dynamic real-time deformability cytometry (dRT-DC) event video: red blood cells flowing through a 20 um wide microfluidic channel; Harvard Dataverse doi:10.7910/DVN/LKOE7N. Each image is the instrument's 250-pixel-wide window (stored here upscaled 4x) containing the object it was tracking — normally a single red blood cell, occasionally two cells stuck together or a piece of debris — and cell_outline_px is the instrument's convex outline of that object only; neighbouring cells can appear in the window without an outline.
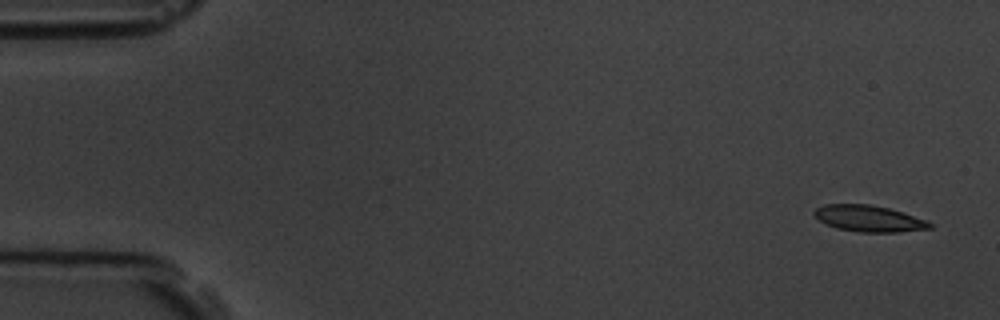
{"species": "common noctule bat (a hibernating species)", "species_latin": "Nyctalus noctula", "temperature_condition": "room temperature", "stored_images_in_passage": 5, "camera_frame_rate_fps": 3000, "um_per_image_px": 0.085, "animal": {"sex": "male", "body_mass_g": 19.5, "forearm_length_mm": 54.6}, "frame": {"image": 1, "passage_image": 1, "time_ms": 0.0, "image_size_px": [1000, 320], "cell_outline_px": [[932, 228], [896, 232], [860, 232], [836, 228], [820, 220], [812, 212], [816, 208], [824, 204], [872, 204], [888, 208], [924, 220], [932, 224]], "centroid_in_image_um": [73.81, 18.57], "position_along_channel_um": 11.2, "area_um2": 17.4}}
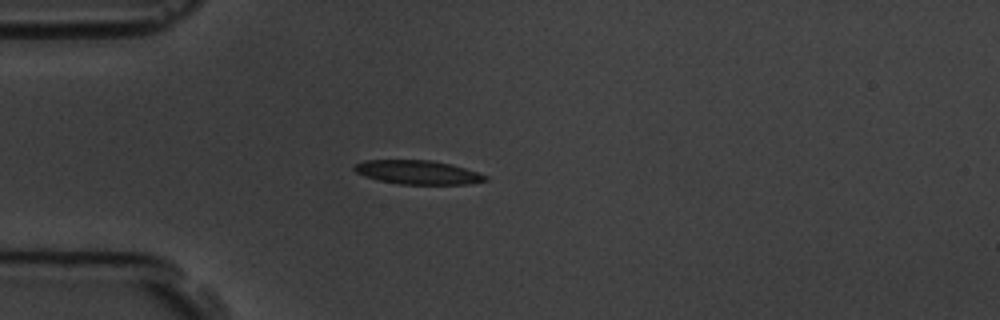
{"frame": {"image": 2, "passage_image": 4, "time_ms": 4.333, "image_size_px": [1000, 320], "cell_outline_px": [[488, 180], [468, 184], [400, 184], [376, 180], [364, 176], [356, 172], [352, 168], [356, 164], [364, 160], [432, 160], [452, 164], [488, 176]], "centroid_in_image_um": [35.49, 14.64], "position_along_channel_um": 49.5, "area_um2": 18.26}}